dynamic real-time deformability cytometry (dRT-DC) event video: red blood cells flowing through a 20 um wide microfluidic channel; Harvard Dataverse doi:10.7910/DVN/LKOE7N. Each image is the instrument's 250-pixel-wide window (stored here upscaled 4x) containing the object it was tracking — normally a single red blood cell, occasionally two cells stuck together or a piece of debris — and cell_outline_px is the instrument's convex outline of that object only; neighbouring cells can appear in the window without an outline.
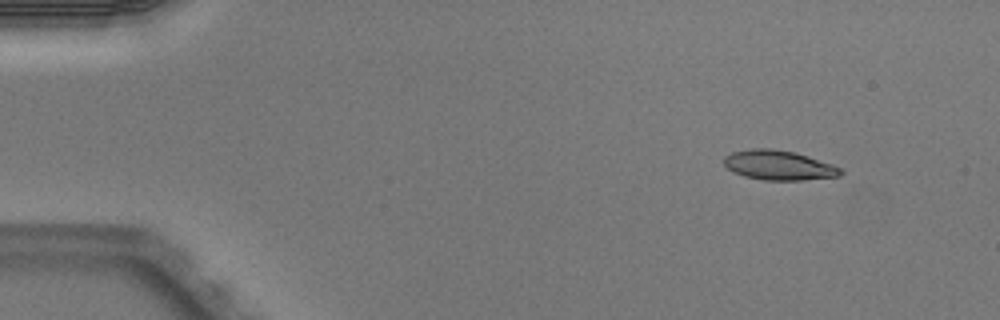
{"species": "Egyptian fruit bat (a non-hibernating species)", "species_latin": "Rousettus aegyptiacus", "temperature_condition": "warm", "stored_images_in_passage": 3, "camera_frame_rate_fps": 3000, "um_per_image_px": 0.085, "animal": {"sex": "male"}, "frame": {"image": 1, "passage_image": 1, "time_ms": 0.0, "image_size_px": [1000, 320], "cell_outline_px": [[844, 172], [840, 176], [800, 180], [764, 180], [744, 176], [732, 172], [724, 164], [724, 156], [732, 152], [752, 148], [772, 148], [796, 152], [832, 164], [840, 168]], "centroid_in_image_um": [66.18, 14.04], "position_along_channel_um": 18.8, "area_um2": 20.23}}